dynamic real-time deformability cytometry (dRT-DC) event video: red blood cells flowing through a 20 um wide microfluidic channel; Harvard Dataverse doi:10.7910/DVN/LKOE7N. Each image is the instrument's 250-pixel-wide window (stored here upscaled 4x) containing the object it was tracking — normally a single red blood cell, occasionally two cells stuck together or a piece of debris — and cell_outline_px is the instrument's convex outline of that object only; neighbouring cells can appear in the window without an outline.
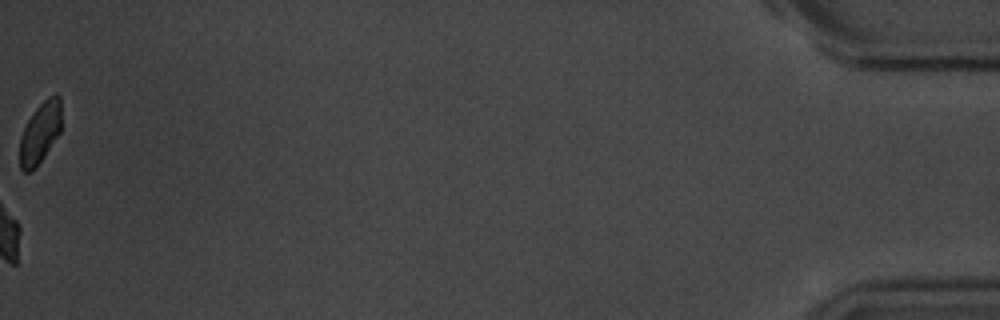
{"species": "common noctule bat (a hibernating species)", "species_latin": "Nyctalus noctula", "temperature_condition": "room temperature", "stored_images_in_passage": 55, "camera_frame_rate_fps": 3000, "um_per_image_px": 0.085, "animal": {"sex": "male", "body_mass_g": 20.1, "forearm_length_mm": 53.5}, "frame": {"image": 1, "passage_image": 55, "time_ms": 18.0, "image_size_px": [1000, 320], "cell_outline_px": [[60, 132], [36, 168], [28, 172], [24, 172], [20, 168], [20, 136], [28, 120], [36, 108], [48, 96], [56, 92], [60, 96]], "centroid_in_image_um": [3.4, 11.28], "position_along_channel_um": 431.8, "area_um2": 14.74}, "authors_computed_cell_mechanics": {"area_um2": 16.8776, "velocity_mm_per_s": 3.6413, "shape_relaxation_time_tau1_ms": 3.4647, "shape_relaxation_time_tau2_ms": 4.0021, "deformation_change_tau1": 0.124, "deformation_change_tau2": 0.0919}}